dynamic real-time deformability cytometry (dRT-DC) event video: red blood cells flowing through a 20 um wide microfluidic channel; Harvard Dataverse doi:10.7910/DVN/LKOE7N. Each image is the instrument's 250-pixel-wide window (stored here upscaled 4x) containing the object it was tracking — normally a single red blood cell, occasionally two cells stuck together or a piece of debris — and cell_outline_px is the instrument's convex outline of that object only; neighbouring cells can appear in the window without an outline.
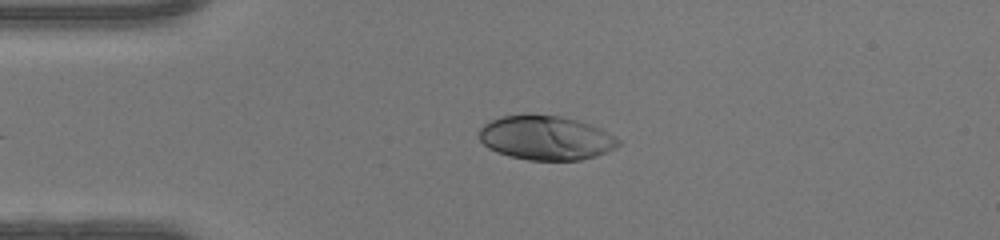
{"species": "human", "species_latin": "Homo sapiens", "temperature_condition": "warm", "stored_images_in_passage": 34, "camera_frame_rate_fps": 3000, "um_per_image_px": 0.085, "donor": {"sex": "female"}, "frame": {"image": 1, "passage_image": 2, "time_ms": 0.333, "image_size_px": [1000, 240], "cell_outline_px": [[620, 144], [616, 148], [596, 156], [580, 160], [528, 160], [508, 156], [496, 152], [488, 148], [480, 140], [480, 128], [488, 120], [500, 116], [560, 116], [576, 120], [600, 128], [616, 136], [620, 140]], "centroid_in_image_um": [46.41, 11.74], "position_along_channel_um": 38.6, "area_um2": 35.66}}
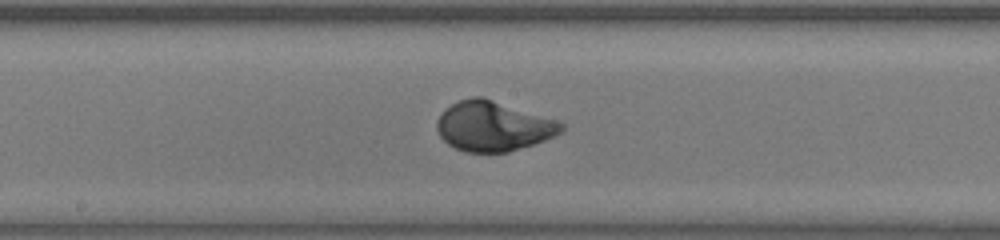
{"frame": {"image": 2, "passage_image": 16, "time_ms": 5.0, "image_size_px": [1000, 240], "cell_outline_px": [[564, 128], [556, 136], [508, 152], [464, 152], [448, 144], [440, 136], [436, 128], [436, 120], [440, 112], [444, 108], [460, 100], [472, 96], [484, 96], [556, 120], [564, 124]], "centroid_in_image_um": [41.88, 10.71], "position_along_channel_um": 206.3, "area_um2": 36.3}}
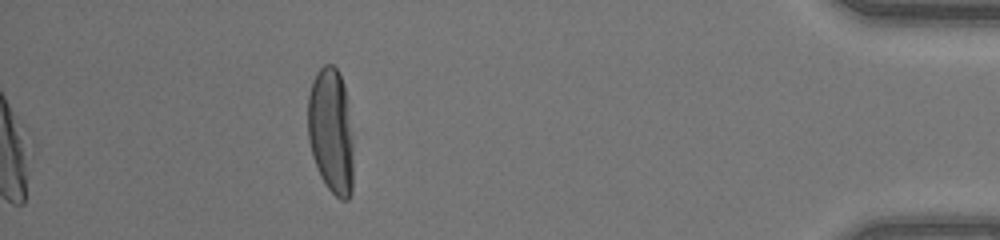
{"frame": {"image": 3, "passage_image": 34, "time_ms": 11.0, "image_size_px": [1000, 240], "cell_outline_px": [[352, 192], [348, 200], [340, 200], [324, 184], [320, 176], [312, 156], [308, 140], [308, 96], [312, 80], [316, 72], [324, 64], [332, 64], [336, 68], [344, 84], [352, 136]], "centroid_in_image_um": [28.12, 11.15], "position_along_channel_um": 407.1, "area_um2": 33.47}, "authors_computed_cell_mechanics": {"area_um2": 35.6626, "velocity_mm_per_s": 4.2703, "shape_relaxation_time_tau1_ms": 2.569, "shape_relaxation_time_tau2_ms": null, "deformation_change_tau1": 0.1842, "deformation_change_tau2": null}}